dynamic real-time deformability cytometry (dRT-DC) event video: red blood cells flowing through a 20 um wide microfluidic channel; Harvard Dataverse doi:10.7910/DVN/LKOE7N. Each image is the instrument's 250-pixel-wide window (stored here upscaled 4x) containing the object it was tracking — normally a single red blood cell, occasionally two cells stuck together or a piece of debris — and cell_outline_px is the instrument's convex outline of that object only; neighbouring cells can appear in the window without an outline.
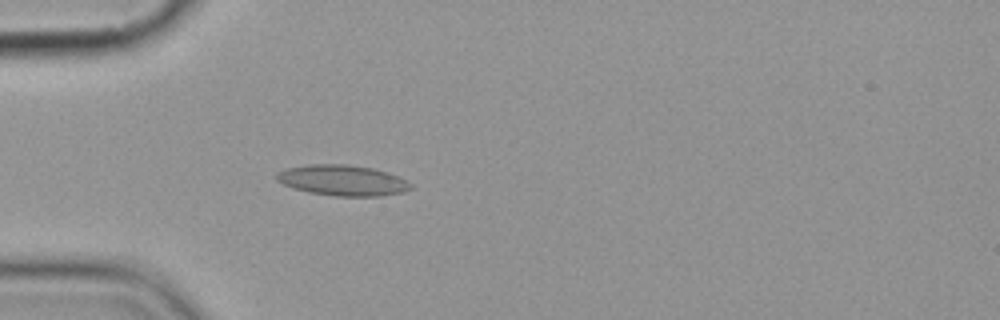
{"species": "common noctule bat (a hibernating species)", "species_latin": "Nyctalus noctula", "temperature_condition": "cold", "stored_images_in_passage": 4, "camera_frame_rate_fps": 3000, "um_per_image_px": 0.085, "animal": {"sex": "female", "body_mass_g": 19.9}, "frame": {"image": 1, "passage_image": 4, "time_ms": 3.667, "image_size_px": [1000, 320], "cell_outline_px": [[412, 188], [404, 192], [380, 196], [336, 196], [308, 192], [292, 188], [276, 180], [276, 172], [284, 168], [308, 164], [348, 164], [372, 168], [388, 172], [408, 180], [412, 184]], "centroid_in_image_um": [29.11, 15.32], "position_along_channel_um": 55.9, "area_um2": 24.28}}